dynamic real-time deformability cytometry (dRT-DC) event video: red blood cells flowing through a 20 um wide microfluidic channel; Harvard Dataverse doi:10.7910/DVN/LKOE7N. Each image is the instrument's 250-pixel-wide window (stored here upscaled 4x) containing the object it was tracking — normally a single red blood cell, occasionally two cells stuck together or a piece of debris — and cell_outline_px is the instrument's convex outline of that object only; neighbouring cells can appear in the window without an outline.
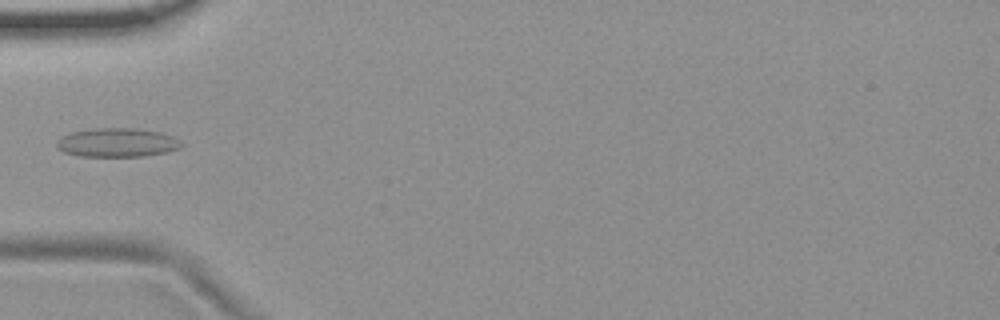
{"species": "common noctule bat (a hibernating species)", "species_latin": "Nyctalus noctula", "temperature_condition": "room temperature", "stored_images_in_passage": 2, "camera_frame_rate_fps": 3000, "um_per_image_px": 0.085, "animal": {"sex": "female", "body_mass_g": 19.9}, "frame": {"image": 1, "passage_image": 2, "time_ms": 1.0, "image_size_px": [1000, 320], "cell_outline_px": [[184, 144], [180, 148], [168, 152], [144, 156], [80, 156], [64, 152], [56, 148], [56, 140], [60, 136], [72, 132], [96, 128], [132, 128], [160, 132], [172, 136], [180, 140]], "centroid_in_image_um": [9.95, 12.12], "position_along_channel_um": 75.0, "area_um2": 21.1}}